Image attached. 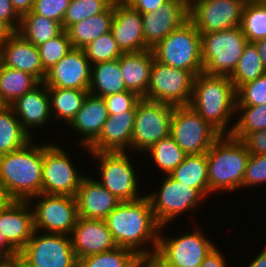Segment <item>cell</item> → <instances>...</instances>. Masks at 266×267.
<instances>
[{
	"instance_id": "obj_12",
	"label": "cell",
	"mask_w": 266,
	"mask_h": 267,
	"mask_svg": "<svg viewBox=\"0 0 266 267\" xmlns=\"http://www.w3.org/2000/svg\"><path fill=\"white\" fill-rule=\"evenodd\" d=\"M247 0H188V20L200 34L241 26Z\"/></svg>"
},
{
	"instance_id": "obj_10",
	"label": "cell",
	"mask_w": 266,
	"mask_h": 267,
	"mask_svg": "<svg viewBox=\"0 0 266 267\" xmlns=\"http://www.w3.org/2000/svg\"><path fill=\"white\" fill-rule=\"evenodd\" d=\"M173 105L141 98L137 103L131 148L142 152L170 135Z\"/></svg>"
},
{
	"instance_id": "obj_31",
	"label": "cell",
	"mask_w": 266,
	"mask_h": 267,
	"mask_svg": "<svg viewBox=\"0 0 266 267\" xmlns=\"http://www.w3.org/2000/svg\"><path fill=\"white\" fill-rule=\"evenodd\" d=\"M207 153L186 155L183 162L169 175L186 185L196 188L203 196L209 195Z\"/></svg>"
},
{
	"instance_id": "obj_19",
	"label": "cell",
	"mask_w": 266,
	"mask_h": 267,
	"mask_svg": "<svg viewBox=\"0 0 266 267\" xmlns=\"http://www.w3.org/2000/svg\"><path fill=\"white\" fill-rule=\"evenodd\" d=\"M69 236L77 259L117 247L105 221L100 219L78 217Z\"/></svg>"
},
{
	"instance_id": "obj_53",
	"label": "cell",
	"mask_w": 266,
	"mask_h": 267,
	"mask_svg": "<svg viewBox=\"0 0 266 267\" xmlns=\"http://www.w3.org/2000/svg\"><path fill=\"white\" fill-rule=\"evenodd\" d=\"M15 31L4 21L0 20V47L8 40Z\"/></svg>"
},
{
	"instance_id": "obj_14",
	"label": "cell",
	"mask_w": 266,
	"mask_h": 267,
	"mask_svg": "<svg viewBox=\"0 0 266 267\" xmlns=\"http://www.w3.org/2000/svg\"><path fill=\"white\" fill-rule=\"evenodd\" d=\"M126 151L93 152L94 158L100 162V184L122 201H135L138 196V181L136 171Z\"/></svg>"
},
{
	"instance_id": "obj_50",
	"label": "cell",
	"mask_w": 266,
	"mask_h": 267,
	"mask_svg": "<svg viewBox=\"0 0 266 267\" xmlns=\"http://www.w3.org/2000/svg\"><path fill=\"white\" fill-rule=\"evenodd\" d=\"M169 0H133L130 6L139 11L141 14L149 13L151 11H155L160 7V5L164 4Z\"/></svg>"
},
{
	"instance_id": "obj_32",
	"label": "cell",
	"mask_w": 266,
	"mask_h": 267,
	"mask_svg": "<svg viewBox=\"0 0 266 267\" xmlns=\"http://www.w3.org/2000/svg\"><path fill=\"white\" fill-rule=\"evenodd\" d=\"M40 82L29 73L9 68L0 62V105L11 106Z\"/></svg>"
},
{
	"instance_id": "obj_52",
	"label": "cell",
	"mask_w": 266,
	"mask_h": 267,
	"mask_svg": "<svg viewBox=\"0 0 266 267\" xmlns=\"http://www.w3.org/2000/svg\"><path fill=\"white\" fill-rule=\"evenodd\" d=\"M15 11L23 16L24 14L30 12L32 10L33 4L35 0H10Z\"/></svg>"
},
{
	"instance_id": "obj_8",
	"label": "cell",
	"mask_w": 266,
	"mask_h": 267,
	"mask_svg": "<svg viewBox=\"0 0 266 267\" xmlns=\"http://www.w3.org/2000/svg\"><path fill=\"white\" fill-rule=\"evenodd\" d=\"M68 236L46 232L38 235L35 230L19 252L22 267H77L78 259Z\"/></svg>"
},
{
	"instance_id": "obj_29",
	"label": "cell",
	"mask_w": 266,
	"mask_h": 267,
	"mask_svg": "<svg viewBox=\"0 0 266 267\" xmlns=\"http://www.w3.org/2000/svg\"><path fill=\"white\" fill-rule=\"evenodd\" d=\"M88 91L99 97L127 91L120 71L119 58L91 66V81Z\"/></svg>"
},
{
	"instance_id": "obj_11",
	"label": "cell",
	"mask_w": 266,
	"mask_h": 267,
	"mask_svg": "<svg viewBox=\"0 0 266 267\" xmlns=\"http://www.w3.org/2000/svg\"><path fill=\"white\" fill-rule=\"evenodd\" d=\"M194 78L190 71L161 64L154 58L145 99L189 106Z\"/></svg>"
},
{
	"instance_id": "obj_4",
	"label": "cell",
	"mask_w": 266,
	"mask_h": 267,
	"mask_svg": "<svg viewBox=\"0 0 266 267\" xmlns=\"http://www.w3.org/2000/svg\"><path fill=\"white\" fill-rule=\"evenodd\" d=\"M249 156L242 140L221 135L207 152L209 194L239 189Z\"/></svg>"
},
{
	"instance_id": "obj_17",
	"label": "cell",
	"mask_w": 266,
	"mask_h": 267,
	"mask_svg": "<svg viewBox=\"0 0 266 267\" xmlns=\"http://www.w3.org/2000/svg\"><path fill=\"white\" fill-rule=\"evenodd\" d=\"M91 66L83 49L72 48L46 72L43 83L48 88L89 90Z\"/></svg>"
},
{
	"instance_id": "obj_51",
	"label": "cell",
	"mask_w": 266,
	"mask_h": 267,
	"mask_svg": "<svg viewBox=\"0 0 266 267\" xmlns=\"http://www.w3.org/2000/svg\"><path fill=\"white\" fill-rule=\"evenodd\" d=\"M19 257V252L6 240L0 230V261H10Z\"/></svg>"
},
{
	"instance_id": "obj_59",
	"label": "cell",
	"mask_w": 266,
	"mask_h": 267,
	"mask_svg": "<svg viewBox=\"0 0 266 267\" xmlns=\"http://www.w3.org/2000/svg\"><path fill=\"white\" fill-rule=\"evenodd\" d=\"M249 1L257 3V4H266V0H249Z\"/></svg>"
},
{
	"instance_id": "obj_3",
	"label": "cell",
	"mask_w": 266,
	"mask_h": 267,
	"mask_svg": "<svg viewBox=\"0 0 266 267\" xmlns=\"http://www.w3.org/2000/svg\"><path fill=\"white\" fill-rule=\"evenodd\" d=\"M189 106L221 135L236 114V89L229 76L201 72L193 82Z\"/></svg>"
},
{
	"instance_id": "obj_27",
	"label": "cell",
	"mask_w": 266,
	"mask_h": 267,
	"mask_svg": "<svg viewBox=\"0 0 266 267\" xmlns=\"http://www.w3.org/2000/svg\"><path fill=\"white\" fill-rule=\"evenodd\" d=\"M153 61L152 49L136 53H123L119 57L120 71L128 91L145 98Z\"/></svg>"
},
{
	"instance_id": "obj_47",
	"label": "cell",
	"mask_w": 266,
	"mask_h": 267,
	"mask_svg": "<svg viewBox=\"0 0 266 267\" xmlns=\"http://www.w3.org/2000/svg\"><path fill=\"white\" fill-rule=\"evenodd\" d=\"M242 141L250 154L266 155V129L250 133Z\"/></svg>"
},
{
	"instance_id": "obj_56",
	"label": "cell",
	"mask_w": 266,
	"mask_h": 267,
	"mask_svg": "<svg viewBox=\"0 0 266 267\" xmlns=\"http://www.w3.org/2000/svg\"><path fill=\"white\" fill-rule=\"evenodd\" d=\"M0 267H22L19 258L10 261H0Z\"/></svg>"
},
{
	"instance_id": "obj_46",
	"label": "cell",
	"mask_w": 266,
	"mask_h": 267,
	"mask_svg": "<svg viewBox=\"0 0 266 267\" xmlns=\"http://www.w3.org/2000/svg\"><path fill=\"white\" fill-rule=\"evenodd\" d=\"M106 103L108 115L125 113L131 110L141 99L136 93L123 91L103 97Z\"/></svg>"
},
{
	"instance_id": "obj_49",
	"label": "cell",
	"mask_w": 266,
	"mask_h": 267,
	"mask_svg": "<svg viewBox=\"0 0 266 267\" xmlns=\"http://www.w3.org/2000/svg\"><path fill=\"white\" fill-rule=\"evenodd\" d=\"M224 256L217 247H213L203 259L199 267H226Z\"/></svg>"
},
{
	"instance_id": "obj_45",
	"label": "cell",
	"mask_w": 266,
	"mask_h": 267,
	"mask_svg": "<svg viewBox=\"0 0 266 267\" xmlns=\"http://www.w3.org/2000/svg\"><path fill=\"white\" fill-rule=\"evenodd\" d=\"M71 0H35L32 12L59 22L62 25Z\"/></svg>"
},
{
	"instance_id": "obj_36",
	"label": "cell",
	"mask_w": 266,
	"mask_h": 267,
	"mask_svg": "<svg viewBox=\"0 0 266 267\" xmlns=\"http://www.w3.org/2000/svg\"><path fill=\"white\" fill-rule=\"evenodd\" d=\"M266 73L262 59L253 42H247L238 64L229 76L235 89L241 85L254 81Z\"/></svg>"
},
{
	"instance_id": "obj_33",
	"label": "cell",
	"mask_w": 266,
	"mask_h": 267,
	"mask_svg": "<svg viewBox=\"0 0 266 267\" xmlns=\"http://www.w3.org/2000/svg\"><path fill=\"white\" fill-rule=\"evenodd\" d=\"M62 31L63 28L59 22L30 11L21 16L17 33L37 47Z\"/></svg>"
},
{
	"instance_id": "obj_54",
	"label": "cell",
	"mask_w": 266,
	"mask_h": 267,
	"mask_svg": "<svg viewBox=\"0 0 266 267\" xmlns=\"http://www.w3.org/2000/svg\"><path fill=\"white\" fill-rule=\"evenodd\" d=\"M259 52L263 65L266 69V38L253 42Z\"/></svg>"
},
{
	"instance_id": "obj_38",
	"label": "cell",
	"mask_w": 266,
	"mask_h": 267,
	"mask_svg": "<svg viewBox=\"0 0 266 267\" xmlns=\"http://www.w3.org/2000/svg\"><path fill=\"white\" fill-rule=\"evenodd\" d=\"M147 151L152 156L155 165L165 173L164 175H169L186 156L170 135L153 144Z\"/></svg>"
},
{
	"instance_id": "obj_26",
	"label": "cell",
	"mask_w": 266,
	"mask_h": 267,
	"mask_svg": "<svg viewBox=\"0 0 266 267\" xmlns=\"http://www.w3.org/2000/svg\"><path fill=\"white\" fill-rule=\"evenodd\" d=\"M107 117L108 112L103 97L88 93L81 109L69 124L76 130L75 132L83 135L80 143L86 150L98 138Z\"/></svg>"
},
{
	"instance_id": "obj_34",
	"label": "cell",
	"mask_w": 266,
	"mask_h": 267,
	"mask_svg": "<svg viewBox=\"0 0 266 267\" xmlns=\"http://www.w3.org/2000/svg\"><path fill=\"white\" fill-rule=\"evenodd\" d=\"M88 93V90L48 88L51 114L56 111L53 117L59 120L62 118L69 125L81 109Z\"/></svg>"
},
{
	"instance_id": "obj_58",
	"label": "cell",
	"mask_w": 266,
	"mask_h": 267,
	"mask_svg": "<svg viewBox=\"0 0 266 267\" xmlns=\"http://www.w3.org/2000/svg\"><path fill=\"white\" fill-rule=\"evenodd\" d=\"M112 6L116 5H130L133 0H109Z\"/></svg>"
},
{
	"instance_id": "obj_55",
	"label": "cell",
	"mask_w": 266,
	"mask_h": 267,
	"mask_svg": "<svg viewBox=\"0 0 266 267\" xmlns=\"http://www.w3.org/2000/svg\"><path fill=\"white\" fill-rule=\"evenodd\" d=\"M247 267H266V248Z\"/></svg>"
},
{
	"instance_id": "obj_41",
	"label": "cell",
	"mask_w": 266,
	"mask_h": 267,
	"mask_svg": "<svg viewBox=\"0 0 266 267\" xmlns=\"http://www.w3.org/2000/svg\"><path fill=\"white\" fill-rule=\"evenodd\" d=\"M43 70L47 72L58 63L72 48L71 41L66 30L56 37L37 46Z\"/></svg>"
},
{
	"instance_id": "obj_35",
	"label": "cell",
	"mask_w": 266,
	"mask_h": 267,
	"mask_svg": "<svg viewBox=\"0 0 266 267\" xmlns=\"http://www.w3.org/2000/svg\"><path fill=\"white\" fill-rule=\"evenodd\" d=\"M77 267H147L135 252L123 247L78 259Z\"/></svg>"
},
{
	"instance_id": "obj_7",
	"label": "cell",
	"mask_w": 266,
	"mask_h": 267,
	"mask_svg": "<svg viewBox=\"0 0 266 267\" xmlns=\"http://www.w3.org/2000/svg\"><path fill=\"white\" fill-rule=\"evenodd\" d=\"M161 234L160 232L156 253L147 267H199L215 247L199 230L172 238H164Z\"/></svg>"
},
{
	"instance_id": "obj_24",
	"label": "cell",
	"mask_w": 266,
	"mask_h": 267,
	"mask_svg": "<svg viewBox=\"0 0 266 267\" xmlns=\"http://www.w3.org/2000/svg\"><path fill=\"white\" fill-rule=\"evenodd\" d=\"M78 217L104 220L121 202L99 181L84 177L76 193Z\"/></svg>"
},
{
	"instance_id": "obj_6",
	"label": "cell",
	"mask_w": 266,
	"mask_h": 267,
	"mask_svg": "<svg viewBox=\"0 0 266 267\" xmlns=\"http://www.w3.org/2000/svg\"><path fill=\"white\" fill-rule=\"evenodd\" d=\"M247 42L241 26L201 34L203 72L209 75L230 76Z\"/></svg>"
},
{
	"instance_id": "obj_23",
	"label": "cell",
	"mask_w": 266,
	"mask_h": 267,
	"mask_svg": "<svg viewBox=\"0 0 266 267\" xmlns=\"http://www.w3.org/2000/svg\"><path fill=\"white\" fill-rule=\"evenodd\" d=\"M0 62L9 68L18 69L43 82L46 72L41 65L38 48L15 32L0 47Z\"/></svg>"
},
{
	"instance_id": "obj_43",
	"label": "cell",
	"mask_w": 266,
	"mask_h": 267,
	"mask_svg": "<svg viewBox=\"0 0 266 267\" xmlns=\"http://www.w3.org/2000/svg\"><path fill=\"white\" fill-rule=\"evenodd\" d=\"M266 104V73L254 81L241 85L236 90V106Z\"/></svg>"
},
{
	"instance_id": "obj_1",
	"label": "cell",
	"mask_w": 266,
	"mask_h": 267,
	"mask_svg": "<svg viewBox=\"0 0 266 267\" xmlns=\"http://www.w3.org/2000/svg\"><path fill=\"white\" fill-rule=\"evenodd\" d=\"M118 247L132 250L146 263L156 253L161 226L156 221L149 198L120 202L104 219ZM152 244V249L140 248Z\"/></svg>"
},
{
	"instance_id": "obj_18",
	"label": "cell",
	"mask_w": 266,
	"mask_h": 267,
	"mask_svg": "<svg viewBox=\"0 0 266 267\" xmlns=\"http://www.w3.org/2000/svg\"><path fill=\"white\" fill-rule=\"evenodd\" d=\"M188 20V0H169L155 11L142 14L145 44L152 49Z\"/></svg>"
},
{
	"instance_id": "obj_16",
	"label": "cell",
	"mask_w": 266,
	"mask_h": 267,
	"mask_svg": "<svg viewBox=\"0 0 266 267\" xmlns=\"http://www.w3.org/2000/svg\"><path fill=\"white\" fill-rule=\"evenodd\" d=\"M64 151L57 145H44L41 193L76 196L85 175L77 173Z\"/></svg>"
},
{
	"instance_id": "obj_22",
	"label": "cell",
	"mask_w": 266,
	"mask_h": 267,
	"mask_svg": "<svg viewBox=\"0 0 266 267\" xmlns=\"http://www.w3.org/2000/svg\"><path fill=\"white\" fill-rule=\"evenodd\" d=\"M137 104L125 113L108 115L98 138L87 148L93 152H120L131 147Z\"/></svg>"
},
{
	"instance_id": "obj_2",
	"label": "cell",
	"mask_w": 266,
	"mask_h": 267,
	"mask_svg": "<svg viewBox=\"0 0 266 267\" xmlns=\"http://www.w3.org/2000/svg\"><path fill=\"white\" fill-rule=\"evenodd\" d=\"M32 143L0 156V188L11 200L28 201L41 193L44 145Z\"/></svg>"
},
{
	"instance_id": "obj_40",
	"label": "cell",
	"mask_w": 266,
	"mask_h": 267,
	"mask_svg": "<svg viewBox=\"0 0 266 267\" xmlns=\"http://www.w3.org/2000/svg\"><path fill=\"white\" fill-rule=\"evenodd\" d=\"M111 6L109 0H71L62 22L63 30L84 19L106 11Z\"/></svg>"
},
{
	"instance_id": "obj_42",
	"label": "cell",
	"mask_w": 266,
	"mask_h": 267,
	"mask_svg": "<svg viewBox=\"0 0 266 267\" xmlns=\"http://www.w3.org/2000/svg\"><path fill=\"white\" fill-rule=\"evenodd\" d=\"M91 65L118 59L123 53L118 48L117 42L109 31L100 35L83 48Z\"/></svg>"
},
{
	"instance_id": "obj_48",
	"label": "cell",
	"mask_w": 266,
	"mask_h": 267,
	"mask_svg": "<svg viewBox=\"0 0 266 267\" xmlns=\"http://www.w3.org/2000/svg\"><path fill=\"white\" fill-rule=\"evenodd\" d=\"M0 20L7 23L15 32L18 31L21 16L15 11L10 0H0Z\"/></svg>"
},
{
	"instance_id": "obj_39",
	"label": "cell",
	"mask_w": 266,
	"mask_h": 267,
	"mask_svg": "<svg viewBox=\"0 0 266 267\" xmlns=\"http://www.w3.org/2000/svg\"><path fill=\"white\" fill-rule=\"evenodd\" d=\"M241 29L248 42L266 38V4L247 0L242 12Z\"/></svg>"
},
{
	"instance_id": "obj_44",
	"label": "cell",
	"mask_w": 266,
	"mask_h": 267,
	"mask_svg": "<svg viewBox=\"0 0 266 267\" xmlns=\"http://www.w3.org/2000/svg\"><path fill=\"white\" fill-rule=\"evenodd\" d=\"M266 182V155L250 154L247 161L242 188Z\"/></svg>"
},
{
	"instance_id": "obj_37",
	"label": "cell",
	"mask_w": 266,
	"mask_h": 267,
	"mask_svg": "<svg viewBox=\"0 0 266 267\" xmlns=\"http://www.w3.org/2000/svg\"><path fill=\"white\" fill-rule=\"evenodd\" d=\"M242 115L227 130V135L243 140L247 135L255 131L266 129V104L258 106H236V112Z\"/></svg>"
},
{
	"instance_id": "obj_9",
	"label": "cell",
	"mask_w": 266,
	"mask_h": 267,
	"mask_svg": "<svg viewBox=\"0 0 266 267\" xmlns=\"http://www.w3.org/2000/svg\"><path fill=\"white\" fill-rule=\"evenodd\" d=\"M170 136L186 155L207 153L221 134L190 106H175Z\"/></svg>"
},
{
	"instance_id": "obj_15",
	"label": "cell",
	"mask_w": 266,
	"mask_h": 267,
	"mask_svg": "<svg viewBox=\"0 0 266 267\" xmlns=\"http://www.w3.org/2000/svg\"><path fill=\"white\" fill-rule=\"evenodd\" d=\"M161 186L160 192L146 195L161 230L183 211L199 206V201L204 199V196L196 188L179 182L170 175H166Z\"/></svg>"
},
{
	"instance_id": "obj_5",
	"label": "cell",
	"mask_w": 266,
	"mask_h": 267,
	"mask_svg": "<svg viewBox=\"0 0 266 267\" xmlns=\"http://www.w3.org/2000/svg\"><path fill=\"white\" fill-rule=\"evenodd\" d=\"M161 64L190 71L195 77L203 72L201 34L187 20L152 48Z\"/></svg>"
},
{
	"instance_id": "obj_30",
	"label": "cell",
	"mask_w": 266,
	"mask_h": 267,
	"mask_svg": "<svg viewBox=\"0 0 266 267\" xmlns=\"http://www.w3.org/2000/svg\"><path fill=\"white\" fill-rule=\"evenodd\" d=\"M32 136L23 128L11 106L0 105V156L23 148L33 141Z\"/></svg>"
},
{
	"instance_id": "obj_21",
	"label": "cell",
	"mask_w": 266,
	"mask_h": 267,
	"mask_svg": "<svg viewBox=\"0 0 266 267\" xmlns=\"http://www.w3.org/2000/svg\"><path fill=\"white\" fill-rule=\"evenodd\" d=\"M29 204V201L11 200L0 212V230L18 252L35 231L33 211Z\"/></svg>"
},
{
	"instance_id": "obj_20",
	"label": "cell",
	"mask_w": 266,
	"mask_h": 267,
	"mask_svg": "<svg viewBox=\"0 0 266 267\" xmlns=\"http://www.w3.org/2000/svg\"><path fill=\"white\" fill-rule=\"evenodd\" d=\"M110 32L122 53H136L150 49L144 42L142 14L130 5L114 6Z\"/></svg>"
},
{
	"instance_id": "obj_25",
	"label": "cell",
	"mask_w": 266,
	"mask_h": 267,
	"mask_svg": "<svg viewBox=\"0 0 266 267\" xmlns=\"http://www.w3.org/2000/svg\"><path fill=\"white\" fill-rule=\"evenodd\" d=\"M11 107L23 128L30 134V128L44 125L51 117L48 87L40 82L18 98Z\"/></svg>"
},
{
	"instance_id": "obj_57",
	"label": "cell",
	"mask_w": 266,
	"mask_h": 267,
	"mask_svg": "<svg viewBox=\"0 0 266 267\" xmlns=\"http://www.w3.org/2000/svg\"><path fill=\"white\" fill-rule=\"evenodd\" d=\"M10 201L9 196L0 188V212Z\"/></svg>"
},
{
	"instance_id": "obj_28",
	"label": "cell",
	"mask_w": 266,
	"mask_h": 267,
	"mask_svg": "<svg viewBox=\"0 0 266 267\" xmlns=\"http://www.w3.org/2000/svg\"><path fill=\"white\" fill-rule=\"evenodd\" d=\"M113 17L114 6L111 5L106 11L71 25L66 32L73 48L83 49L100 35L108 33Z\"/></svg>"
},
{
	"instance_id": "obj_13",
	"label": "cell",
	"mask_w": 266,
	"mask_h": 267,
	"mask_svg": "<svg viewBox=\"0 0 266 267\" xmlns=\"http://www.w3.org/2000/svg\"><path fill=\"white\" fill-rule=\"evenodd\" d=\"M36 198L39 201L32 210L35 230L70 235L78 219L76 197L40 193L28 201Z\"/></svg>"
}]
</instances>
